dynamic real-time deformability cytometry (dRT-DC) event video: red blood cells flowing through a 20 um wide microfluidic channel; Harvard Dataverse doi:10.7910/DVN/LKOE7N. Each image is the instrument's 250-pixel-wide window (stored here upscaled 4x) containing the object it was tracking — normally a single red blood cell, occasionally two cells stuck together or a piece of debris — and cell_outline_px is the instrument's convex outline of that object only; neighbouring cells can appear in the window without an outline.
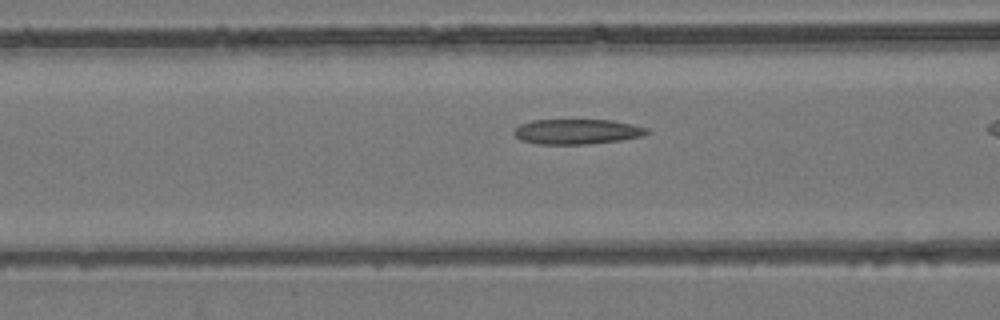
{"species": "common noctule bat (a hibernating species)", "species_latin": "Nyctalus noctula", "temperature_condition": "room temperature", "stored_images_in_passage": 28, "camera_frame_rate_fps": 3000, "um_per_image_px": 0.085, "animal": {"sex": "female", "body_mass_g": 24.6, "forearm_length_mm": 56.2}, "frame": {"image": 1, "passage_image": 8, "time_ms": 2.333, "image_size_px": [1000, 320], "cell_outline_px": [[652, 132], [640, 136], [620, 140], [588, 144], [536, 144], [520, 140], [512, 132], [520, 124], [532, 120], [612, 120], [632, 124], [648, 128]], "centroid_in_image_um": [49.04, 11.19], "position_along_channel_um": 117.6, "area_um2": 19.48}}
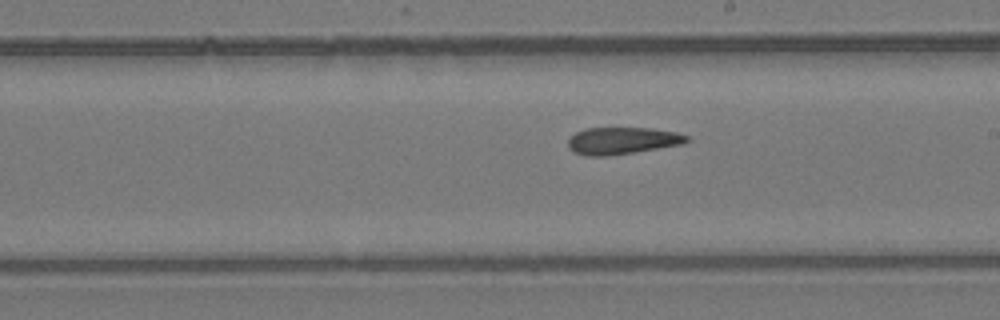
{"frame": {"image": 2, "passage_image": 17, "time_ms": 5.333, "image_size_px": [1000, 320], "cell_outline_px": [[692, 140], [684, 144], [632, 152], [604, 156], [584, 156], [572, 152], [568, 148], [568, 140], [576, 132], [584, 128], [652, 128], [676, 132], [688, 136]], "centroid_in_image_um": [52.89, 11.96], "position_along_channel_um": 236.1, "area_um2": 18.79}}
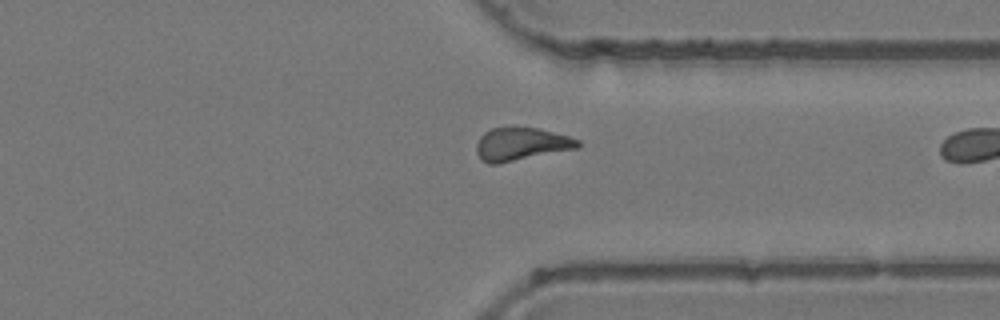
{"frame": {"image": 3, "passage_image": 27, "time_ms": 8.667, "image_size_px": [1000, 320], "cell_outline_px": [[580, 148], [500, 164], [488, 164], [480, 160], [476, 152], [476, 144], [480, 136], [484, 132], [492, 128], [536, 128], [568, 136], [580, 140]], "centroid_in_image_um": [44.29, 12.28], "position_along_channel_um": 367.1, "area_um2": 19.65}}